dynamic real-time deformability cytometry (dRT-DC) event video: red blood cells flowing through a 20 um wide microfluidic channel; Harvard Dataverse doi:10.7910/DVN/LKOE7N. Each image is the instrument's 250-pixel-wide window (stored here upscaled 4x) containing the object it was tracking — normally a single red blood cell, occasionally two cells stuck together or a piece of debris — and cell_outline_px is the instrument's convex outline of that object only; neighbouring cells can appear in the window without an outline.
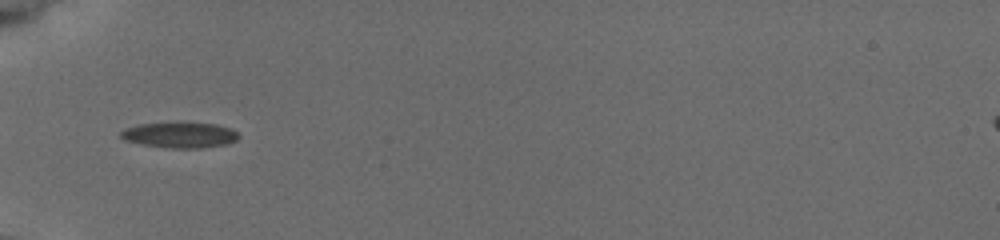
{"species": "common noctule bat (a hibernating species)", "species_latin": "Nyctalus noctula", "temperature_condition": "cold", "stored_images_in_passage": 5, "camera_frame_rate_fps": 3000, "um_per_image_px": 0.085, "animal": {"sex": "female", "body_mass_g": 19.5, "forearm_length_mm": 54.1}, "frame": {"image": 1, "passage_image": 4, "time_ms": 1.0, "image_size_px": [1000, 240], "cell_outline_px": [[240, 136], [236, 140], [224, 144], [200, 148], [168, 148], [144, 144], [124, 140], [120, 136], [120, 132], [136, 124], [176, 120], [180, 120], [216, 124], [232, 128]], "centroid_in_image_um": [15.28, 11.42], "position_along_channel_um": 69.7, "area_um2": 18.21}}